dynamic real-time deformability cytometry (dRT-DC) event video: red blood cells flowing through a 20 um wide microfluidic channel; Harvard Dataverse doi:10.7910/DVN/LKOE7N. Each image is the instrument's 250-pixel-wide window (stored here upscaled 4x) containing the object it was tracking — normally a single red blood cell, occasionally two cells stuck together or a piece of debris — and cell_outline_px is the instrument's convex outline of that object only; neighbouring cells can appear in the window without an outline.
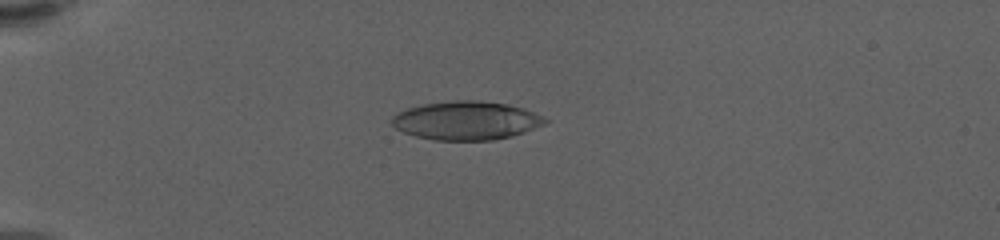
{"species": "human", "species_latin": "Homo sapiens", "temperature_condition": "warm", "stored_images_in_passage": 48, "camera_frame_rate_fps": 3000, "um_per_image_px": 0.085, "donor": {"sex": "female"}, "frame": {"image": 1, "passage_image": 4, "time_ms": 1.0, "image_size_px": [1000, 240], "cell_outline_px": [[548, 120], [544, 124], [524, 132], [512, 136], [492, 140], [436, 140], [416, 136], [404, 132], [396, 128], [392, 124], [392, 116], [408, 108], [424, 104], [456, 100], [480, 100], [508, 104], [524, 108]], "centroid_in_image_um": [39.63, 10.24], "position_along_channel_um": 45.4, "area_um2": 34.16}}
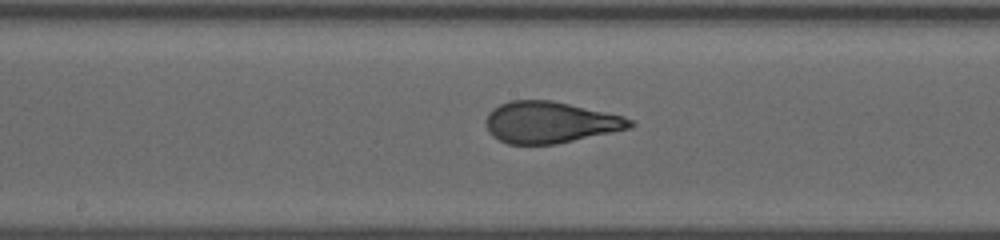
{"frame": {"image": 2, "passage_image": 21, "time_ms": 6.667, "image_size_px": [1000, 240], "cell_outline_px": [[636, 124], [632, 128], [556, 144], [508, 144], [492, 136], [488, 132], [484, 124], [484, 120], [488, 112], [492, 108], [500, 104], [512, 100], [552, 100], [624, 116], [632, 120]], "centroid_in_image_um": [46.73, 10.4], "position_along_channel_um": 201.5, "area_um2": 35.08}}
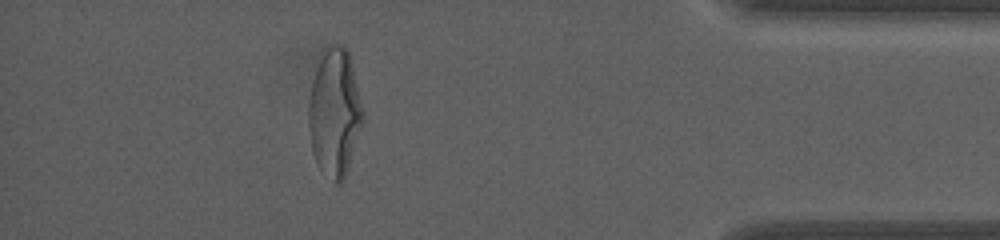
{"frame": {"image": 3, "passage_image": 42, "time_ms": 13.667, "image_size_px": [1000, 240], "cell_outline_px": [[364, 120], [344, 180], [340, 184], [336, 184], [320, 168], [312, 152], [308, 124], [308, 108], [312, 80], [316, 68], [324, 48], [328, 44], [344, 44], [348, 48], [364, 112]], "centroid_in_image_um": [28.45, 9.53], "position_along_channel_um": 406.7, "area_um2": 40.63}, "authors_computed_cell_mechanics": {"area_um2": 34.9112, "velocity_mm_per_s": 3.4452, "shape_relaxation_time_tau1_ms": 7.2011, "shape_relaxation_time_tau2_ms": null, "deformation_change_tau1": 0.2605, "deformation_change_tau2": null}}